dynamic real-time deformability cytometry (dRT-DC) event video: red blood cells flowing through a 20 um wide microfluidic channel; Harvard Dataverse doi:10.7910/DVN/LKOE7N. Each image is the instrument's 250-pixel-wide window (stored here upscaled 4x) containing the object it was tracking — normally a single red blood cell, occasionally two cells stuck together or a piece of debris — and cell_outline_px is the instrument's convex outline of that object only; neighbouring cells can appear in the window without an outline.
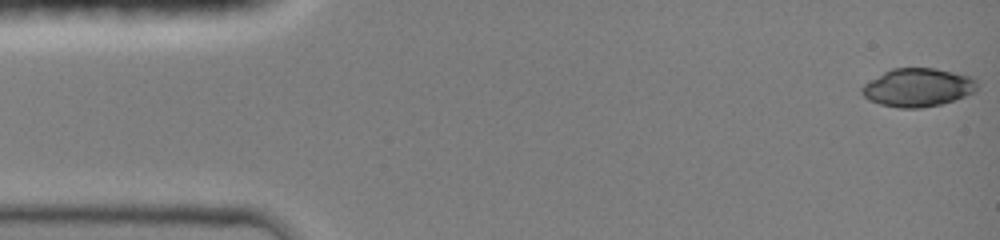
{"species": "common noctule bat (a hibernating species)", "species_latin": "Nyctalus noctula", "temperature_condition": "room temperature", "stored_images_in_passage": 45, "camera_frame_rate_fps": 3000, "um_per_image_px": 0.085, "animal": {"sex": "female", "body_mass_g": 19.0, "forearm_length_mm": 51.5}, "frame": {"image": 1, "passage_image": 1, "time_ms": 0.0, "image_size_px": [1000, 240], "cell_outline_px": [[976, 92], [940, 104], [920, 108], [900, 108], [880, 104], [868, 100], [860, 92], [860, 88], [864, 84], [884, 72], [892, 68], [936, 68], [972, 76], [976, 80]], "centroid_in_image_um": [78.0, 7.43], "position_along_channel_um": 7.0, "area_um2": 25.72}}
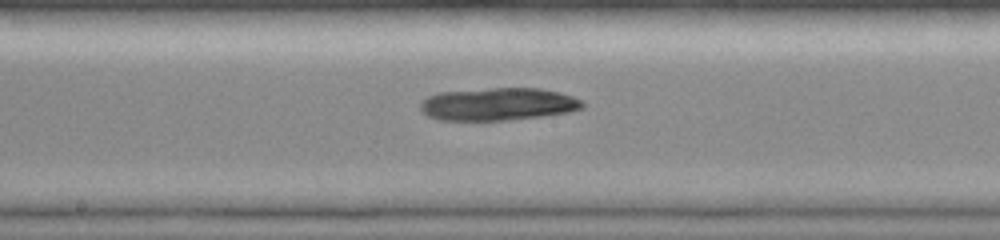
{"frame": {"image": 2, "passage_image": 27, "time_ms": 7.667, "image_size_px": [1000, 240], "cell_outline_px": [[584, 108], [568, 112], [540, 116], [508, 120], [440, 120], [428, 116], [420, 108], [420, 104], [428, 96], [440, 92], [492, 88], [540, 88], [560, 92], [572, 96], [580, 100], [584, 104]], "centroid_in_image_um": [42.35, 8.85], "position_along_channel_um": 205.8, "area_um2": 30.69}}
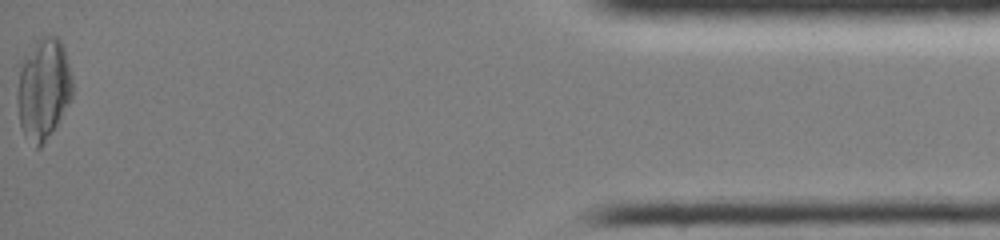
{"frame": {"image": 3, "passage_image": 45, "time_ms": 15.0, "image_size_px": [1000, 240], "cell_outline_px": [[72, 96], [56, 124], [40, 148], [36, 148], [24, 136], [20, 124], [16, 100], [16, 96], [20, 60], [36, 40], [40, 36], [56, 36], [60, 40], [64, 48], [68, 60], [72, 76]], "centroid_in_image_um": [3.65, 7.51], "position_along_channel_um": 431.5, "area_um2": 32.83}}